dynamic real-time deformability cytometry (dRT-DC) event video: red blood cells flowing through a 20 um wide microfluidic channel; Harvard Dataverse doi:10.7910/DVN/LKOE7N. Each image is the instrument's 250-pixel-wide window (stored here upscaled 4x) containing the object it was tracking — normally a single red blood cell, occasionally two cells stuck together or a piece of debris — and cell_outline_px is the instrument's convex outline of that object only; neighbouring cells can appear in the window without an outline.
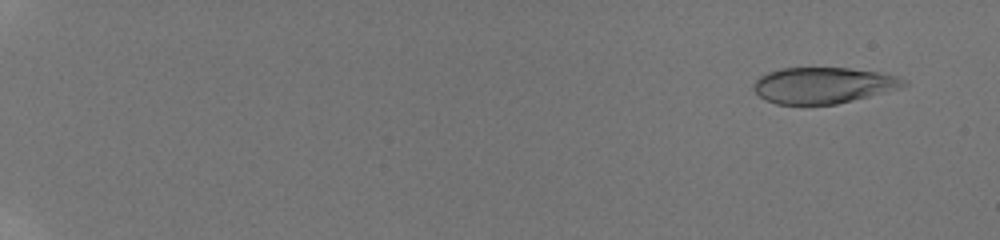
{"species": "human", "species_latin": "Homo sapiens", "temperature_condition": "room temperature", "stored_images_in_passage": 58, "camera_frame_rate_fps": 3000, "um_per_image_px": 0.085, "donor": {"sex": "male"}, "frame": {"image": 1, "passage_image": 5, "time_ms": 1.333, "image_size_px": [1000, 240], "cell_outline_px": [[908, 84], [896, 88], [868, 96], [836, 104], [776, 104], [764, 100], [752, 88], [756, 80], [760, 76], [768, 72], [780, 68], [848, 68], [880, 72], [896, 76], [908, 80]], "centroid_in_image_um": [69.94, 7.24], "position_along_channel_um": 15.1, "area_um2": 31.33}}
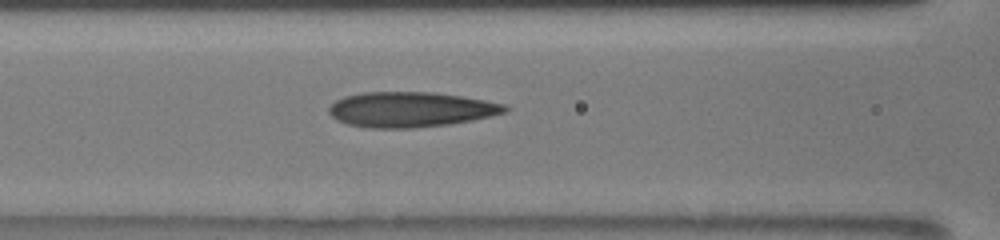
{"frame": {"image": 2, "passage_image": 30, "time_ms": 9.667, "image_size_px": [1000, 240], "cell_outline_px": [[512, 108], [508, 112], [472, 120], [448, 124], [412, 128], [368, 128], [348, 124], [336, 120], [328, 112], [328, 108], [336, 100], [344, 96], [364, 92], [432, 92], [460, 96], [484, 100], [504, 104]], "centroid_in_image_um": [34.9, 9.31], "position_along_channel_um": 131.7, "area_um2": 36.13}}
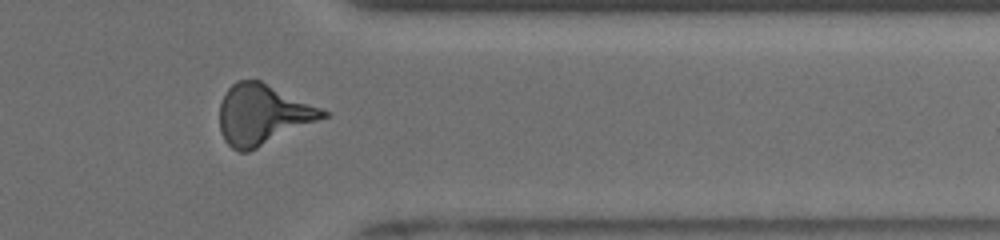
{"frame": {"image": 3, "passage_image": 50, "time_ms": 16.333, "image_size_px": [1000, 240], "cell_outline_px": [[332, 112], [328, 116], [248, 152], [240, 152], [232, 148], [224, 140], [220, 132], [220, 104], [228, 88], [236, 80], [260, 80], [324, 108]], "centroid_in_image_um": [22.35, 9.72], "position_along_channel_um": 389.0, "area_um2": 36.36}, "authors_computed_cell_mechanics": {"area_um2": 34.0731, "velocity_mm_per_s": 3.8985, "shape_relaxation_time_tau1_ms": null, "shape_relaxation_time_tau2_ms": 1.9945, "deformation_change_tau1": null, "deformation_change_tau2": 0.1239}}